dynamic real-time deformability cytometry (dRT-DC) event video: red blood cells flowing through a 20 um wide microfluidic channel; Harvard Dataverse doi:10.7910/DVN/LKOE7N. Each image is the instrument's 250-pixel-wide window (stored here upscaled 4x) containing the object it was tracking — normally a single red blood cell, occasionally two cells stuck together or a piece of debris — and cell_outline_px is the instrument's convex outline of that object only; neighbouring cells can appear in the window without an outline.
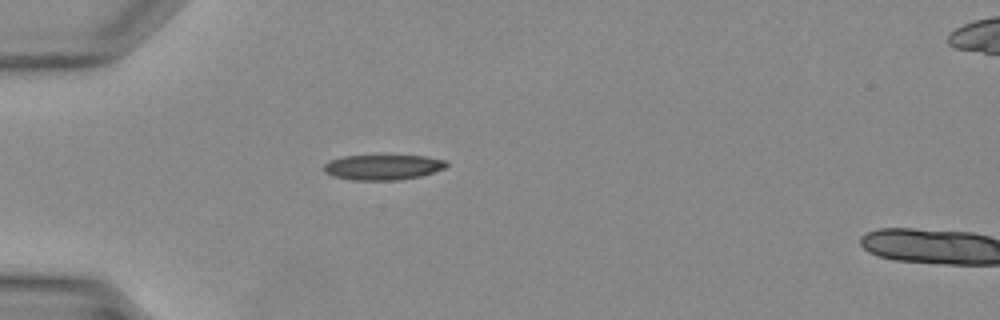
{"species": "Egyptian fruit bat (a non-hibernating species)", "species_latin": "Rousettus aegyptiacus", "temperature_condition": "warm", "stored_images_in_passage": 28, "camera_frame_rate_fps": 3000, "um_per_image_px": 0.085, "animal": {"sex": "female"}, "frame": {"image": 1, "passage_image": 1, "time_ms": 0.0, "image_size_px": [1000, 320], "cell_outline_px": [[448, 164], [444, 168], [420, 176], [400, 180], [352, 180], [332, 176], [324, 172], [324, 164], [328, 160], [344, 156], [424, 156], [444, 160]], "centroid_in_image_um": [32.49, 14.22], "position_along_channel_um": 52.5, "area_um2": 17.92}}
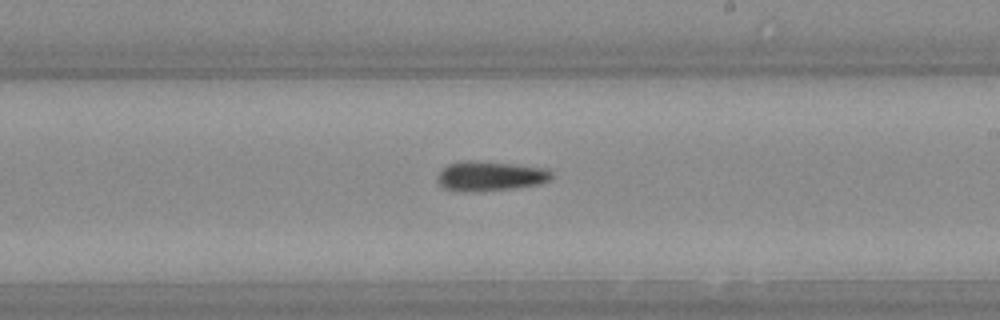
{"frame": {"image": 2, "passage_image": 13, "time_ms": 4.0, "image_size_px": [1000, 320], "cell_outline_px": [[552, 176], [548, 180], [540, 184], [516, 188], [476, 192], [460, 192], [444, 188], [436, 180], [436, 176], [448, 164], [468, 160], [512, 164], [548, 168], [552, 172]], "centroid_in_image_um": [41.66, 14.98], "position_along_channel_um": 247.3, "area_um2": 19.88}}
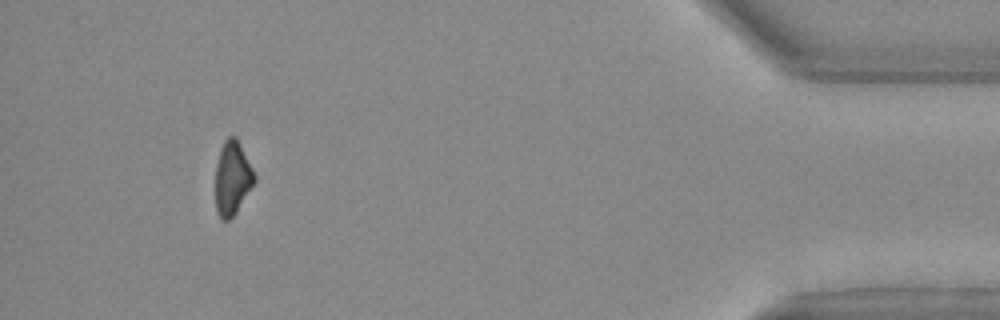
{"frame": {"image": 3, "passage_image": 26, "time_ms": 8.333, "image_size_px": [1000, 320], "cell_outline_px": [[256, 180], [236, 212], [228, 220], [220, 220], [216, 212], [216, 164], [220, 148], [224, 140], [228, 136], [236, 136], [256, 176]], "centroid_in_image_um": [19.74, 15.13], "position_along_channel_um": 415.5, "area_um2": 16.7}}